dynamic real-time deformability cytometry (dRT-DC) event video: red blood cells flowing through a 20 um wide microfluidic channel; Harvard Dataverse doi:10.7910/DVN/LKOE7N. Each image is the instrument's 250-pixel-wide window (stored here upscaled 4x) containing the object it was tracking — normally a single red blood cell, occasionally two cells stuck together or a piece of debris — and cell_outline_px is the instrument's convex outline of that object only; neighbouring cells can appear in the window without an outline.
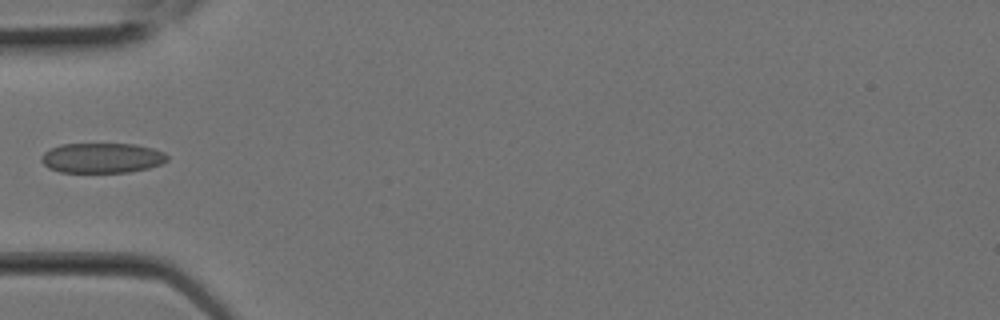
{"species": "Egyptian fruit bat (a non-hibernating species)", "species_latin": "Rousettus aegyptiacus", "temperature_condition": "room temperature", "stored_images_in_passage": 2, "camera_frame_rate_fps": 3000, "um_per_image_px": 0.085, "animal": {"sex": "female"}, "frame": {"image": 1, "passage_image": 2, "time_ms": 0.333, "image_size_px": [1000, 320], "cell_outline_px": [[168, 160], [160, 164], [148, 168], [128, 172], [60, 172], [48, 168], [40, 160], [40, 156], [44, 152], [60, 144], [136, 144], [152, 148], [164, 152], [168, 156]], "centroid_in_image_um": [8.66, 13.42], "position_along_channel_um": 76.3, "area_um2": 22.08}}